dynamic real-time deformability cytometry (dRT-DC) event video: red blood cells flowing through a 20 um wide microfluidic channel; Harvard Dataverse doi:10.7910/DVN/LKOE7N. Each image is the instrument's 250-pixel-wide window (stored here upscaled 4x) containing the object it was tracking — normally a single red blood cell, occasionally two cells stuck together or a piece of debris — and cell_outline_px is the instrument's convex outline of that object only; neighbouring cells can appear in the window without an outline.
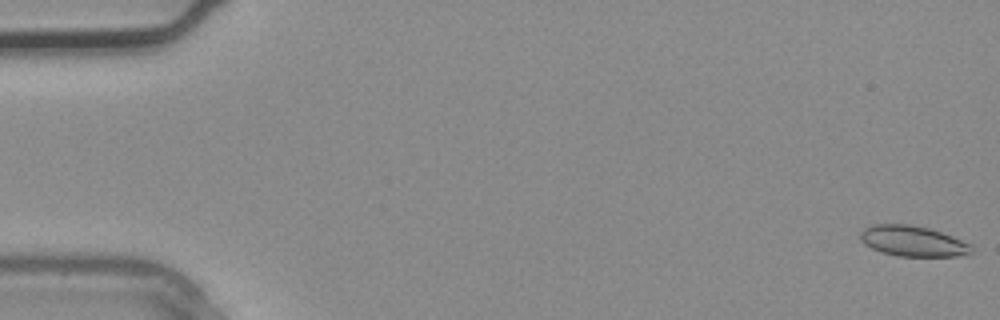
{"species": "common noctule bat (a hibernating species)", "species_latin": "Nyctalus noctula", "temperature_condition": "warm", "stored_images_in_passage": 3, "camera_frame_rate_fps": 3000, "um_per_image_px": 0.085, "animal": {"sex": "male", "body_mass_g": 20.4}, "frame": {"image": 1, "passage_image": 1, "time_ms": 0.0, "image_size_px": [1000, 320], "cell_outline_px": [[972, 252], [968, 256], [896, 256], [880, 252], [864, 244], [860, 240], [860, 232], [864, 228], [872, 224], [912, 224], [928, 228], [952, 236], [972, 244]], "centroid_in_image_um": [77.59, 20.5], "position_along_channel_um": 7.4, "area_um2": 20.06}}